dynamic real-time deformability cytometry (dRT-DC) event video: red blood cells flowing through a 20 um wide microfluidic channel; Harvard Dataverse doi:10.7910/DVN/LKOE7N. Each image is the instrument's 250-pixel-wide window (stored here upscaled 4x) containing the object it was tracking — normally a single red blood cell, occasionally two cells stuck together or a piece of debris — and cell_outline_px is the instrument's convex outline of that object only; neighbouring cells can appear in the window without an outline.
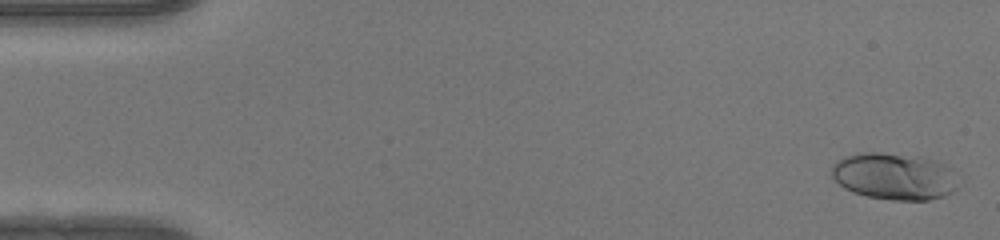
{"species": "human", "species_latin": "Homo sapiens", "temperature_condition": "warm", "stored_images_in_passage": 49, "camera_frame_rate_fps": 3000, "um_per_image_px": 0.085, "donor": {"sex": "female"}, "frame": {"image": 1, "passage_image": 1, "time_ms": 0.0, "image_size_px": [1000, 240], "cell_outline_px": [[956, 188], [952, 192], [944, 196], [928, 200], [892, 200], [868, 196], [852, 192], [844, 188], [832, 176], [832, 164], [836, 160], [844, 156], [856, 152], [880, 152], [920, 156], [944, 164], [952, 168]], "centroid_in_image_um": [75.97, 14.97], "position_along_channel_um": 9.0, "area_um2": 34.62}}
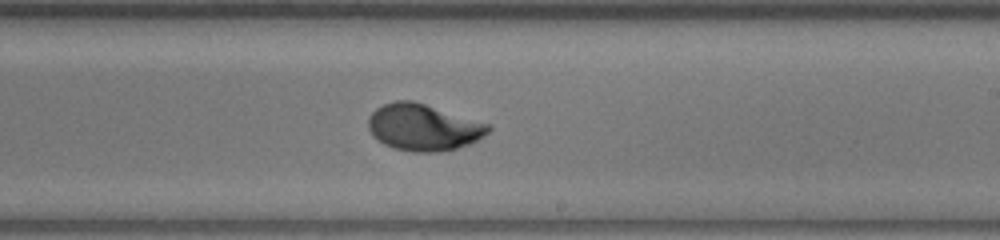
{"frame": {"image": 2, "passage_image": 29, "time_ms": 9.333, "image_size_px": [1000, 240], "cell_outline_px": [[492, 128], [484, 136], [468, 144], [456, 148], [440, 152], [412, 152], [392, 148], [376, 140], [372, 136], [368, 128], [368, 116], [376, 108], [384, 104], [396, 100], [412, 100], [492, 124]], "centroid_in_image_um": [35.97, 10.82], "position_along_channel_um": 253.0, "area_um2": 32.95}}
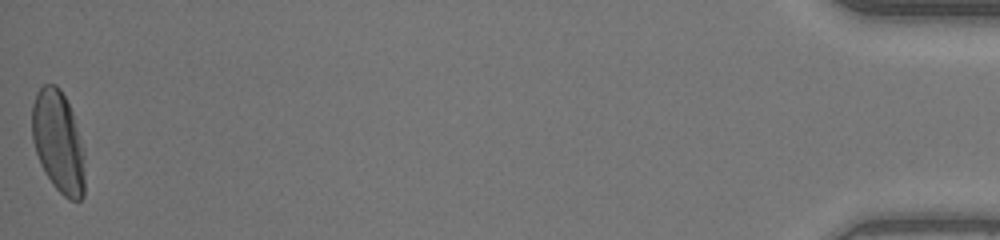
{"frame": {"image": 3, "passage_image": 49, "time_ms": 16.0, "image_size_px": [1000, 240], "cell_outline_px": [[84, 196], [80, 200], [68, 200], [52, 184], [40, 164], [32, 140], [32, 104], [36, 92], [44, 84], [56, 84], [60, 88], [72, 112], [84, 148]], "centroid_in_image_um": [4.95, 12.05], "position_along_channel_um": 430.2, "area_um2": 31.5}, "authors_computed_cell_mechanics": {"area_um2": 31.501, "velocity_mm_per_s": 4.2065, "shape_relaxation_time_tau1_ms": 4.4511, "shape_relaxation_time_tau2_ms": null, "deformation_change_tau1": 0.2191, "deformation_change_tau2": null}}